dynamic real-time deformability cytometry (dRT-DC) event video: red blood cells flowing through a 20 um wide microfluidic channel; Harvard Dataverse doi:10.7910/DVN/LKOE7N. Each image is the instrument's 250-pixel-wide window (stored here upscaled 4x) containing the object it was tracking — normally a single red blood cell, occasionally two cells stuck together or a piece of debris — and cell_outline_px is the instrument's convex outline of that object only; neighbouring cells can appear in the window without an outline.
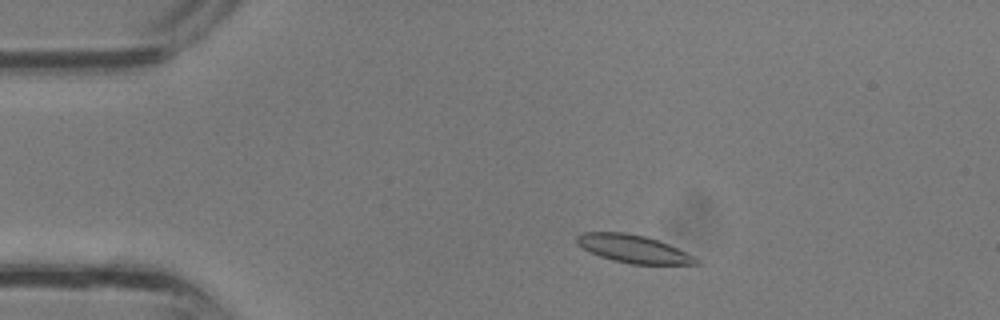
{"species": "common noctule bat (a hibernating species)", "species_latin": "Nyctalus noctula", "temperature_condition": "room temperature", "stored_images_in_passage": 30, "camera_frame_rate_fps": 3000, "um_per_image_px": 0.085, "animal": {"sex": "male", "body_mass_g": 13.3}, "frame": {"image": 1, "passage_image": 2, "time_ms": 0.333, "image_size_px": [1000, 320], "cell_outline_px": [[700, 264], [632, 264], [612, 260], [600, 256], [576, 244], [576, 236], [580, 232], [624, 232], [644, 236], [668, 244], [700, 260]], "centroid_in_image_um": [53.79, 21.15], "position_along_channel_um": 31.2, "area_um2": 19.07}}
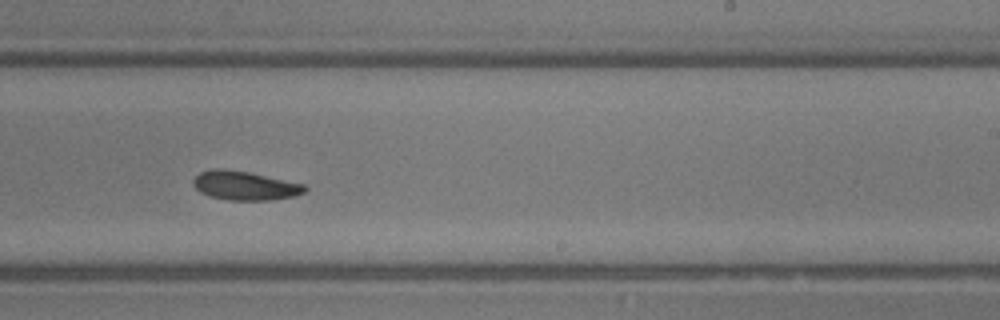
{"frame": {"image": 2, "passage_image": 17, "time_ms": 5.333, "image_size_px": [1000, 320], "cell_outline_px": [[308, 188], [304, 192], [296, 196], [268, 200], [228, 200], [208, 196], [200, 192], [192, 184], [192, 180], [200, 172], [212, 168], [224, 168], [248, 172], [304, 184]], "centroid_in_image_um": [20.78, 15.77], "position_along_channel_um": 268.2, "area_um2": 18.9}}
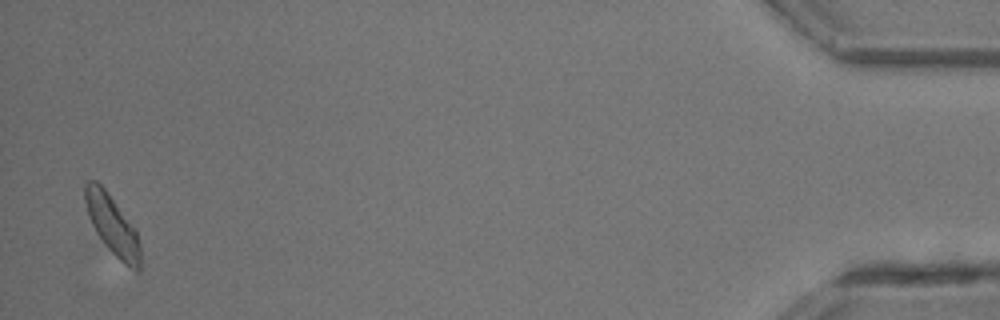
{"frame": {"image": 3, "passage_image": 30, "time_ms": 9.667, "image_size_px": [1000, 320], "cell_outline_px": [[140, 272], [136, 272], [120, 260], [104, 244], [96, 232], [88, 216], [84, 200], [84, 184], [88, 180], [96, 180], [104, 188], [136, 228], [140, 244]], "centroid_in_image_um": [9.55, 19.12], "position_along_channel_um": 425.6, "area_um2": 19.25}}